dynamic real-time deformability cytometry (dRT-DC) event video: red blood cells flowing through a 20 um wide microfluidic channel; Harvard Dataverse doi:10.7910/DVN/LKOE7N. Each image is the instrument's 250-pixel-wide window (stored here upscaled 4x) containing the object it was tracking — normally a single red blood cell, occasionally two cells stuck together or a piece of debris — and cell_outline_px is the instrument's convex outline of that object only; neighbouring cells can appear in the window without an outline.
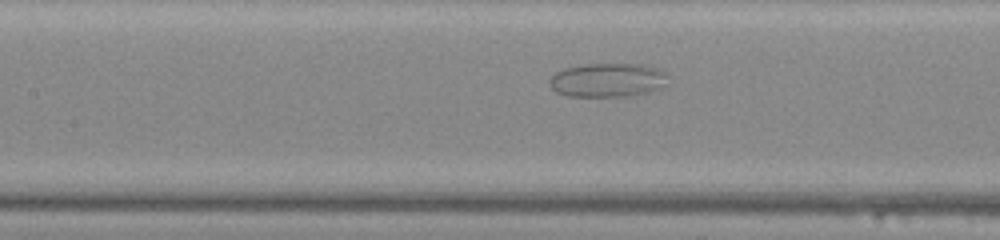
{"species": "common noctule bat (a hibernating species)", "species_latin": "Nyctalus noctula", "temperature_condition": "warm", "stored_images_in_passage": 38, "camera_frame_rate_fps": 3000, "um_per_image_px": 0.085, "animal": {"sex": "male", "body_mass_g": 20.0, "forearm_length_mm": 53.3}, "frame": {"image": 1, "passage_image": 18, "time_ms": 5.667, "image_size_px": [1000, 240], "cell_outline_px": [[664, 76], [660, 84], [656, 88], [644, 92], [624, 96], [568, 96], [556, 92], [552, 88], [552, 76], [556, 72], [564, 68], [584, 64], [640, 64], [664, 72]], "centroid_in_image_um": [51.52, 6.79], "position_along_channel_um": 155.9, "area_um2": 22.37}}
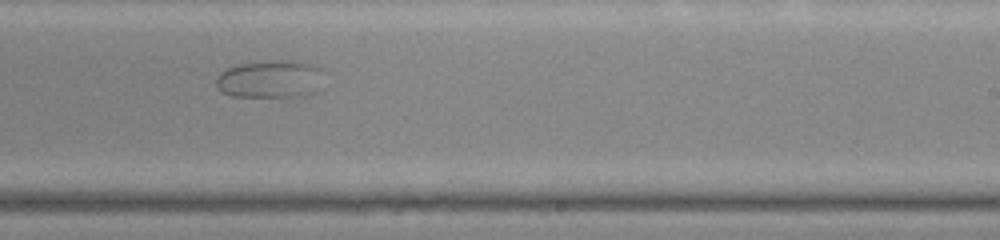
{"frame": {"image": 2, "passage_image": 26, "time_ms": 8.333, "image_size_px": [1000, 240], "cell_outline_px": [[324, 72], [316, 92], [296, 96], [232, 96], [220, 92], [216, 88], [216, 76], [220, 72], [228, 68], [240, 64], [276, 60], [288, 60], [308, 64], [324, 68]], "centroid_in_image_um": [22.95, 6.72], "position_along_channel_um": 266.1, "area_um2": 23.64}}
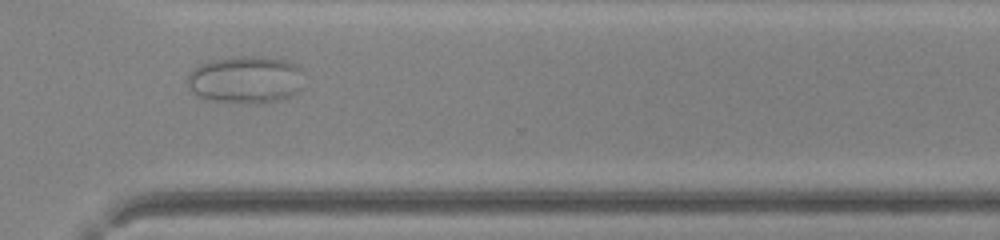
{"frame": {"image": 3, "passage_image": 32, "time_ms": 10.333, "image_size_px": [1000, 240], "cell_outline_px": [[300, 68], [296, 92], [288, 96], [276, 100], [212, 100], [200, 96], [184, 80], [200, 64], [212, 60], [240, 56], [260, 56], [284, 60]], "centroid_in_image_um": [20.81, 6.7], "position_along_channel_um": 349.8, "area_um2": 30.17}}